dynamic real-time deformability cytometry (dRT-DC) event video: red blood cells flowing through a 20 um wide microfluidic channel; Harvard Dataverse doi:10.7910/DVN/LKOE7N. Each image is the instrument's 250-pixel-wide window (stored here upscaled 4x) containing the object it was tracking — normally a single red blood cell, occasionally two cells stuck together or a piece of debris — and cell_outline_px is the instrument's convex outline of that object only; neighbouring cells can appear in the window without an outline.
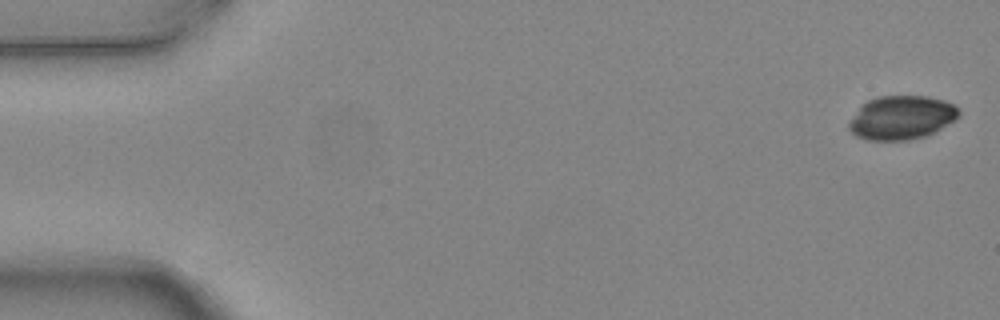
{"species": "common noctule bat (a hibernating species)", "species_latin": "Nyctalus noctula", "temperature_condition": "warm", "stored_images_in_passage": 5, "camera_frame_rate_fps": 3000, "um_per_image_px": 0.085, "animal": {"sex": "female", "body_mass_g": 24.6, "forearm_length_mm": 56.2}, "frame": {"image": 1, "passage_image": 1, "time_ms": 0.0, "image_size_px": [1000, 320], "cell_outline_px": [[960, 116], [956, 120], [936, 132], [924, 136], [908, 140], [868, 140], [856, 136], [848, 128], [848, 124], [860, 108], [868, 100], [880, 96], [924, 96], [944, 100], [952, 104], [960, 112]], "centroid_in_image_um": [76.67, 10.01], "position_along_channel_um": 8.3, "area_um2": 27.86}}